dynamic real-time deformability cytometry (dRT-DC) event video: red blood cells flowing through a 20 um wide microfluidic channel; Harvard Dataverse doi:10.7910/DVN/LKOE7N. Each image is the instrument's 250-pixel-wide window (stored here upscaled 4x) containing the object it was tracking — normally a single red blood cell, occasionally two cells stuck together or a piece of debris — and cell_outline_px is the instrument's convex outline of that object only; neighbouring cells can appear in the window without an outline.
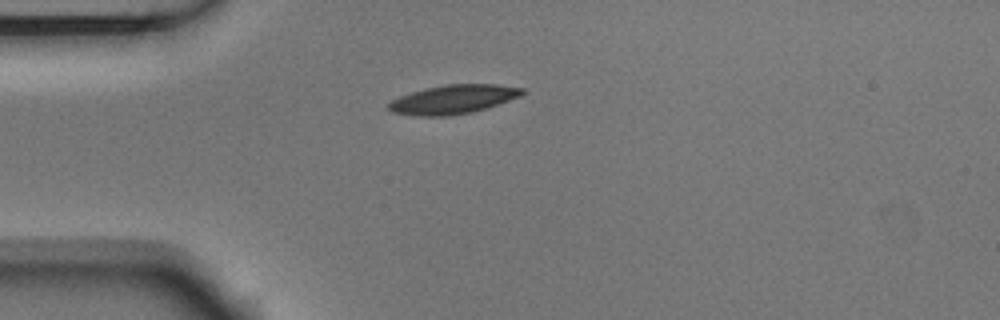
{"species": "Egyptian fruit bat (a non-hibernating species)", "species_latin": "Rousettus aegyptiacus", "temperature_condition": "room temperature", "stored_images_in_passage": 41, "camera_frame_rate_fps": 3000, "um_per_image_px": 0.085, "animal": {"sex": "male"}, "frame": {"image": 1, "passage_image": 1, "time_ms": 0.0, "image_size_px": [1000, 320], "cell_outline_px": [[524, 92], [520, 96], [488, 108], [472, 112], [448, 116], [412, 116], [392, 112], [388, 108], [388, 104], [392, 100], [400, 96], [412, 92], [428, 88], [448, 84], [496, 84], [524, 88]], "centroid_in_image_um": [38.53, 8.45], "position_along_channel_um": 46.5, "area_um2": 22.48}}
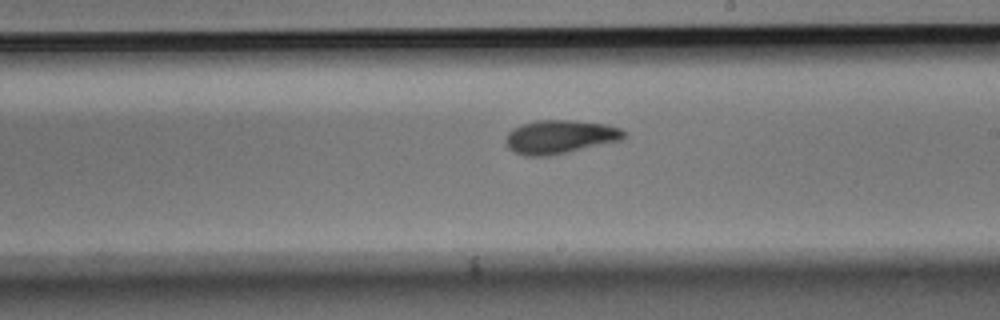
{"frame": {"image": 2, "passage_image": 18, "time_ms": 5.667, "image_size_px": [1000, 320], "cell_outline_px": [[624, 136], [620, 140], [552, 156], [524, 156], [508, 148], [504, 140], [508, 132], [512, 128], [520, 124], [536, 120], [576, 120], [608, 124], [620, 128], [624, 132]], "centroid_in_image_um": [47.55, 11.62], "position_along_channel_um": 241.5, "area_um2": 23.35}}
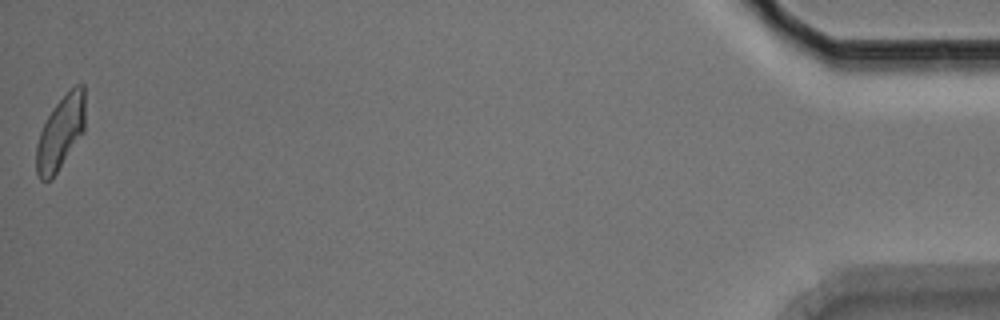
{"frame": {"image": 3, "passage_image": 41, "time_ms": 13.333, "image_size_px": [1000, 320], "cell_outline_px": [[84, 132], [52, 180], [40, 180], [36, 172], [36, 144], [40, 132], [48, 116], [56, 104], [76, 84], [84, 84]], "centroid_in_image_um": [5.14, 11.33], "position_along_channel_um": 430.1, "area_um2": 20.81}, "authors_computed_cell_mechanics": {"area_um2": 22.0218, "velocity_mm_per_s": 3.7048, "shape_relaxation_time_tau1_ms": 2.4371, "shape_relaxation_time_tau2_ms": 2.4122, "deformation_change_tau1": 0.1426, "deformation_change_tau2": 0.0908}}